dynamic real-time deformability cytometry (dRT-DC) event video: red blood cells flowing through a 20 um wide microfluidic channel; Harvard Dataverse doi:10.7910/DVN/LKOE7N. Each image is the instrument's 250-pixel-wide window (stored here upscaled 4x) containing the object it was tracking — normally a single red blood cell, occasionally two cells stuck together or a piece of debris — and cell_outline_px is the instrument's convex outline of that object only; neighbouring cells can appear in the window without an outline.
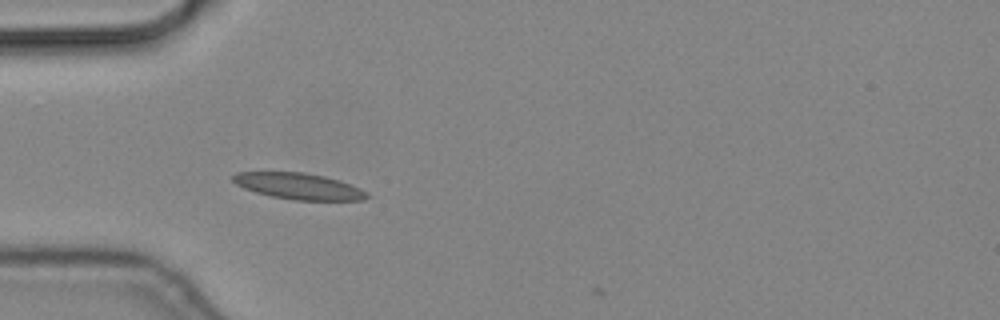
{"species": "common noctule bat (a hibernating species)", "species_latin": "Nyctalus noctula", "temperature_condition": "cold", "stored_images_in_passage": 36, "camera_frame_rate_fps": 3000, "um_per_image_px": 0.085, "animal": {"sex": "male", "body_mass_g": 19.2, "forearm_length_mm": 51.8}, "frame": {"image": 1, "passage_image": 1, "time_ms": 0.0, "image_size_px": [1000, 320], "cell_outline_px": [[372, 196], [364, 200], [292, 200], [272, 196], [256, 192], [244, 188], [236, 184], [232, 180], [232, 176], [236, 172], [304, 172], [324, 176], [340, 180], [360, 188], [368, 192]], "centroid_in_image_um": [25.43, 15.83], "position_along_channel_um": 59.6, "area_um2": 20.58}}
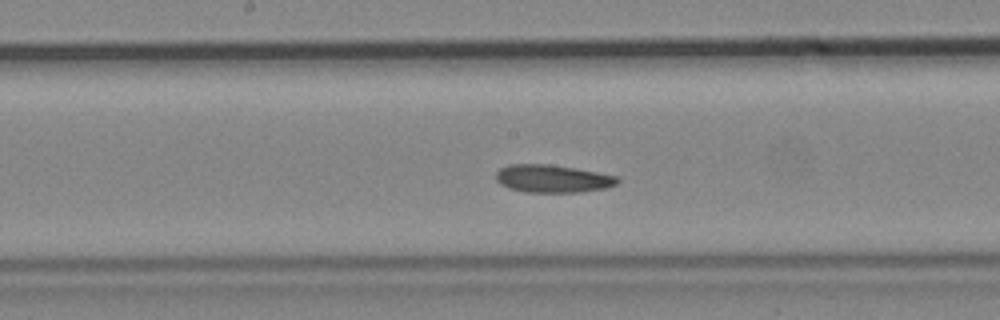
{"frame": {"image": 2, "passage_image": 13, "time_ms": 4.0, "image_size_px": [1000, 320], "cell_outline_px": [[620, 180], [616, 184], [604, 188], [580, 192], [524, 192], [508, 188], [500, 184], [496, 180], [496, 172], [500, 168], [508, 164], [548, 164], [576, 168], [616, 176]], "centroid_in_image_um": [46.92, 15.18], "position_along_channel_um": 201.3, "area_um2": 19.65}}
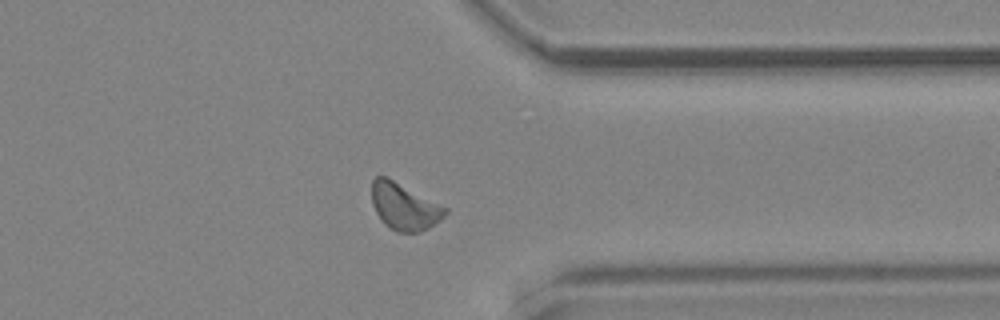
{"frame": {"image": 3, "passage_image": 28, "time_ms": 9.0, "image_size_px": [1000, 320], "cell_outline_px": [[448, 212], [440, 220], [428, 228], [420, 232], [396, 232], [388, 228], [380, 220], [372, 204], [372, 180], [376, 176], [388, 176], [448, 208]], "centroid_in_image_um": [34.35, 17.55], "position_along_channel_um": 377.0, "area_um2": 20.29}}